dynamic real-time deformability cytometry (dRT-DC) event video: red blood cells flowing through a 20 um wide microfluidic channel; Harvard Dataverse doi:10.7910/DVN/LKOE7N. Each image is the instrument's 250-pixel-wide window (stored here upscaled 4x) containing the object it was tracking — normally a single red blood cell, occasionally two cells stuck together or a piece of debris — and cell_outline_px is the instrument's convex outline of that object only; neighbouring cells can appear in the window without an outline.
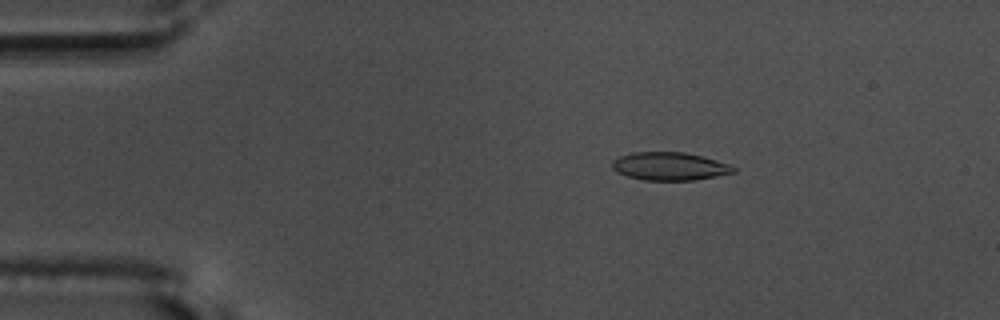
{"species": "common noctule bat (a hibernating species)", "species_latin": "Nyctalus noctula", "temperature_condition": "warm", "stored_images_in_passage": 52, "camera_frame_rate_fps": 3000, "um_per_image_px": 0.085, "animal": {"sex": "male", "body_mass_g": 17.5, "forearm_length_mm": 52.3}, "frame": {"image": 1, "passage_image": 6, "time_ms": 1.667, "image_size_px": [1000, 320], "cell_outline_px": [[736, 172], [692, 180], [648, 180], [628, 176], [612, 168], [612, 164], [616, 160], [624, 156], [636, 152], [680, 152], [700, 156], [736, 168]], "centroid_in_image_um": [56.92, 14.14], "position_along_channel_um": 28.1, "area_um2": 18.9}}
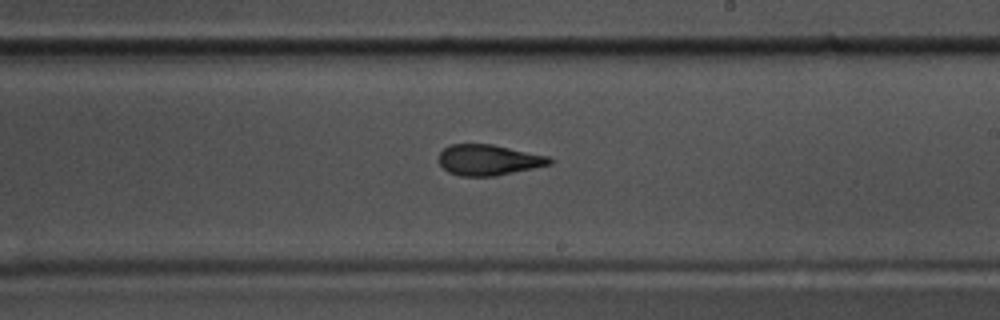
{"frame": {"image": 2, "passage_image": 29, "time_ms": 9.333, "image_size_px": [1000, 320], "cell_outline_px": [[552, 160], [548, 164], [492, 176], [464, 176], [448, 172], [440, 164], [440, 152], [444, 148], [452, 144], [488, 144], [548, 156]], "centroid_in_image_um": [41.45, 13.59], "position_along_channel_um": 247.5, "area_um2": 19.07}}
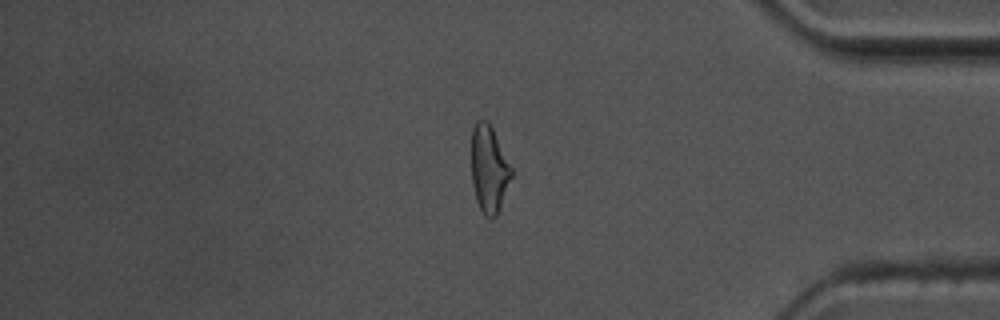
{"frame": {"image": 3, "passage_image": 43, "time_ms": 14.0, "image_size_px": [1000, 320], "cell_outline_px": [[512, 176], [496, 216], [492, 216], [484, 212], [480, 208], [476, 200], [472, 180], [472, 132], [476, 124], [480, 120], [484, 120], [492, 128], [512, 168]], "centroid_in_image_um": [41.57, 14.36], "position_along_channel_um": 393.6, "area_um2": 19.48}, "authors_computed_cell_mechanics": {"area_um2": 19.3052, "velocity_mm_per_s": 3.6798, "shape_relaxation_time_tau1_ms": 5.5543, "shape_relaxation_time_tau2_ms": 2.1351, "deformation_change_tau1": 0.1969, "deformation_change_tau2": 0.0964}}